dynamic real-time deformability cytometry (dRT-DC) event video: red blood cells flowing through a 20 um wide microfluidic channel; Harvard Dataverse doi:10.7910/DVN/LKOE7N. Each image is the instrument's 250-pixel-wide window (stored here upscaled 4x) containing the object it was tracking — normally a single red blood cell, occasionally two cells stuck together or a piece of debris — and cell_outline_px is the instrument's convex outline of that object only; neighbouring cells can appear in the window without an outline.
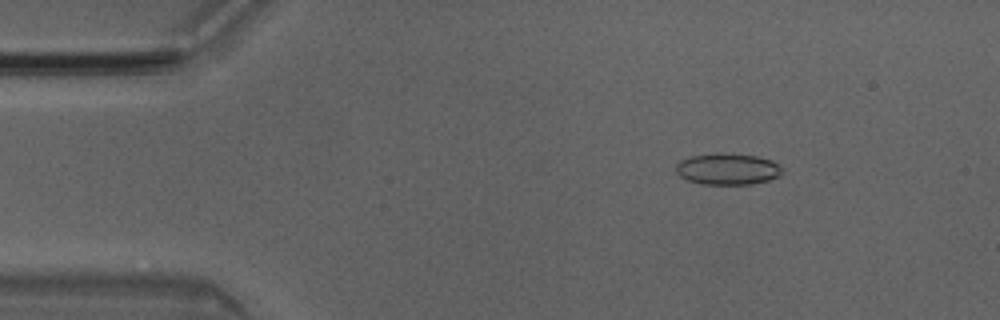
{"species": "Egyptian fruit bat (a non-hibernating species)", "species_latin": "Rousettus aegyptiacus", "temperature_condition": "room temperature", "stored_images_in_passage": 49, "camera_frame_rate_fps": 3000, "um_per_image_px": 0.085, "animal": {"sex": "male"}, "frame": {"image": 1, "passage_image": 6, "time_ms": 1.667, "image_size_px": [1000, 320], "cell_outline_px": [[784, 168], [780, 176], [768, 180], [752, 184], [700, 184], [688, 180], [680, 176], [676, 172], [676, 164], [680, 160], [692, 156], [716, 152], [756, 156], [772, 160]], "centroid_in_image_um": [61.86, 14.36], "position_along_channel_um": 23.1, "area_um2": 19.59}}
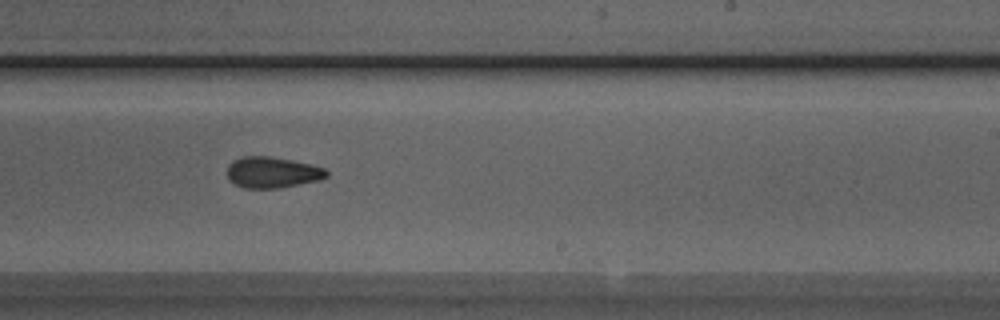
{"frame": {"image": 2, "passage_image": 29, "time_ms": 9.333, "image_size_px": [1000, 320], "cell_outline_px": [[328, 176], [320, 180], [280, 188], [244, 188], [228, 180], [228, 164], [232, 160], [240, 156], [272, 156], [312, 164], [324, 168], [328, 172]], "centroid_in_image_um": [23.14, 14.64], "position_along_channel_um": 265.9, "area_um2": 18.21}}
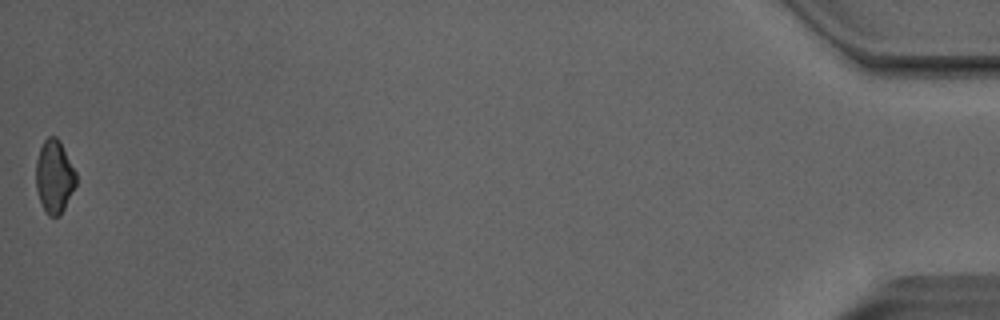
{"frame": {"image": 3, "passage_image": 49, "time_ms": 16.0, "image_size_px": [1000, 320], "cell_outline_px": [[76, 184], [60, 216], [48, 216], [40, 200], [36, 188], [36, 160], [40, 148], [44, 140], [48, 136], [56, 136], [60, 140], [76, 172]], "centroid_in_image_um": [4.62, 14.98], "position_along_channel_um": 430.6, "area_um2": 16.99}, "authors_computed_cell_mechanics": {"area_um2": 18.4382, "velocity_mm_per_s": 4.0509, "shape_relaxation_time_tau1_ms": 6.1608, "shape_relaxation_time_tau2_ms": 3.4017, "deformation_change_tau1": 0.101, "deformation_change_tau2": 0.0886}}